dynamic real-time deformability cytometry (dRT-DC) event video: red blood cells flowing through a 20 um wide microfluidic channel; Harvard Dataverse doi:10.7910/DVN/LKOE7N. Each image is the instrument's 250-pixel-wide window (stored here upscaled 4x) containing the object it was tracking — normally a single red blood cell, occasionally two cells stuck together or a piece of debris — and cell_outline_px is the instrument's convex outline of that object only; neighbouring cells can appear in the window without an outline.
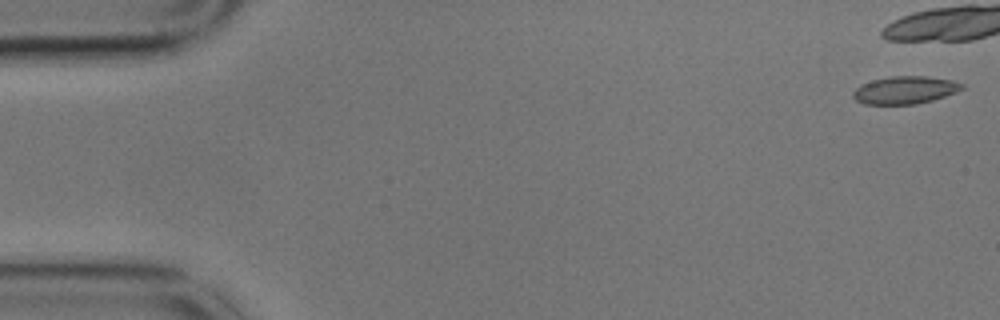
{"species": "common noctule bat (a hibernating species)", "species_latin": "Nyctalus noctula", "temperature_condition": "cold", "stored_images_in_passage": 8, "camera_frame_rate_fps": 3000, "um_per_image_px": 0.085, "animal": {"sex": "male", "body_mass_g": 17.9}, "frame": {"image": 1, "passage_image": 1, "time_ms": 0.0, "image_size_px": [1000, 320], "cell_outline_px": [[964, 88], [956, 92], [932, 100], [916, 104], [864, 104], [856, 100], [852, 96], [852, 92], [860, 84], [872, 80], [892, 76], [928, 76], [952, 80], [964, 84]], "centroid_in_image_um": [76.91, 7.65], "position_along_channel_um": 8.1, "area_um2": 17.57}}